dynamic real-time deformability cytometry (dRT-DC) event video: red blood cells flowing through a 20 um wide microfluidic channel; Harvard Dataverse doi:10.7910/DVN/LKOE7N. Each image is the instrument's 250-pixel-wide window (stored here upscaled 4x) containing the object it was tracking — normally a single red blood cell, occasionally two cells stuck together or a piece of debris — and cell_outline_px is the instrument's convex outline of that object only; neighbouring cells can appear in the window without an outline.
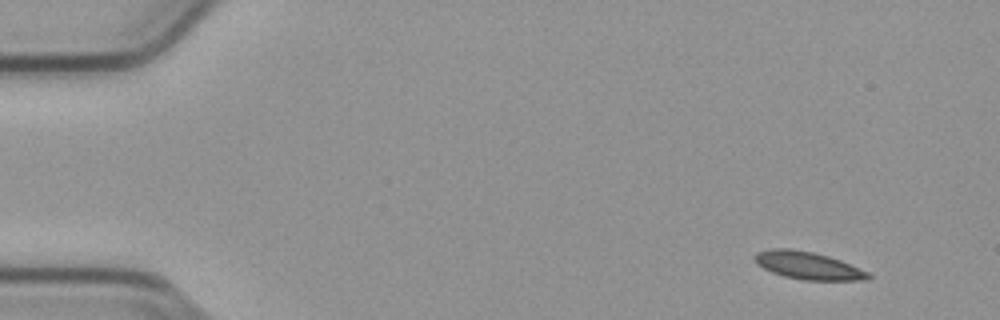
{"species": "common noctule bat (a hibernating species)", "species_latin": "Nyctalus noctula", "temperature_condition": "cold", "stored_images_in_passage": 54, "camera_frame_rate_fps": 3000, "um_per_image_px": 0.085, "animal": {"sex": "male", "body_mass_g": 23.1, "forearm_length_mm": 52.7}, "frame": {"image": 1, "passage_image": 4, "time_ms": 1.0, "image_size_px": [1000, 320], "cell_outline_px": [[872, 276], [868, 280], [804, 280], [784, 276], [772, 272], [756, 264], [752, 260], [752, 256], [756, 252], [772, 248], [788, 248], [812, 252], [828, 256], [840, 260], [868, 272]], "centroid_in_image_um": [68.63, 22.56], "position_along_channel_um": 16.4, "area_um2": 18.26}}
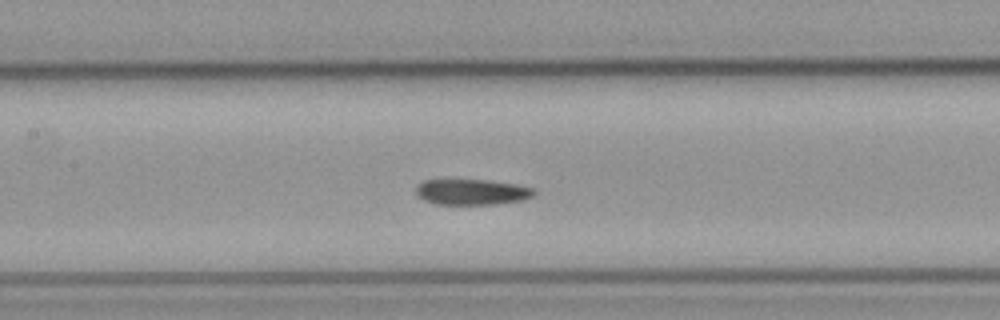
{"frame": {"image": 2, "passage_image": 25, "time_ms": 8.0, "image_size_px": [1000, 320], "cell_outline_px": [[536, 192], [532, 196], [520, 200], [496, 204], [436, 204], [424, 200], [416, 196], [416, 184], [424, 180], [488, 180], [516, 184], [532, 188]], "centroid_in_image_um": [40.05, 16.31], "position_along_channel_um": 167.3, "area_um2": 17.63}}
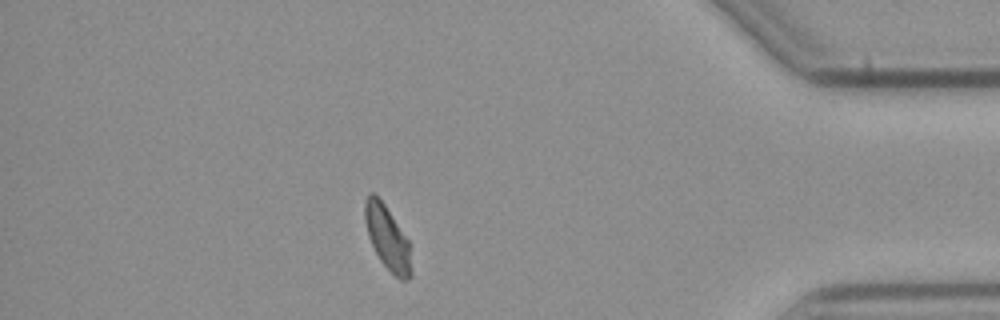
{"frame": {"image": 3, "passage_image": 47, "time_ms": 15.333, "image_size_px": [1000, 320], "cell_outline_px": [[412, 276], [408, 280], [400, 280], [380, 260], [368, 236], [364, 220], [364, 200], [372, 192], [384, 204], [408, 240], [412, 272]], "centroid_in_image_um": [32.92, 20.23], "position_along_channel_um": 402.3, "area_um2": 16.94}, "authors_computed_cell_mechanics": {"area_um2": 18.207, "velocity_mm_per_s": 3.775, "shape_relaxation_time_tau1_ms": null, "shape_relaxation_time_tau2_ms": 5.0216, "deformation_change_tau1": null, "deformation_change_tau2": 0.1012}}